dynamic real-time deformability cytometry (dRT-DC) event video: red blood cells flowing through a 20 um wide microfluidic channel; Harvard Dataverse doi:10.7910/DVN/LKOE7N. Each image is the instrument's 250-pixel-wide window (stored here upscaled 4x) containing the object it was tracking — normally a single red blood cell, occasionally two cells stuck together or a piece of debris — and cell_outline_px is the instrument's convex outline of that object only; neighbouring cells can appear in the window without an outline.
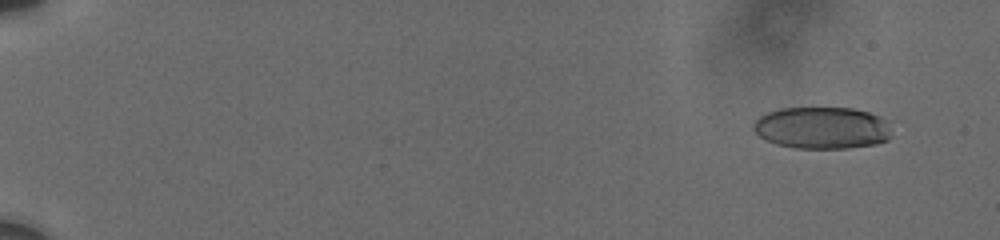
{"species": "human", "species_latin": "Homo sapiens", "temperature_condition": "cold", "stored_images_in_passage": 10, "camera_frame_rate_fps": 3000, "um_per_image_px": 0.085, "donor": {"sex": "male"}, "frame": {"image": 1, "passage_image": 2, "time_ms": 1.0, "image_size_px": [1000, 240], "cell_outline_px": [[888, 140], [876, 144], [848, 148], [796, 148], [776, 144], [760, 136], [752, 128], [752, 124], [760, 116], [768, 112], [780, 108], [852, 108], [868, 112], [880, 116], [888, 120]], "centroid_in_image_um": [69.86, 10.86], "position_along_channel_um": 15.1, "area_um2": 33.7}}
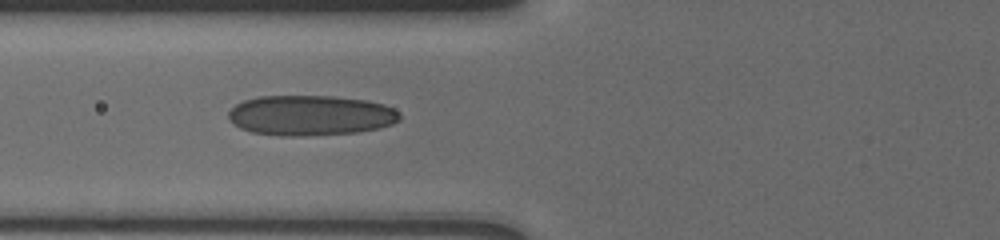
{"frame": {"image": 2, "passage_image": 9, "time_ms": 8.0, "image_size_px": [1000, 240], "cell_outline_px": [[400, 120], [392, 124], [380, 128], [356, 132], [304, 136], [280, 136], [252, 132], [240, 128], [232, 124], [228, 116], [228, 112], [236, 104], [244, 100], [256, 96], [332, 96], [368, 100], [384, 104], [400, 112]], "centroid_in_image_um": [26.39, 9.8], "position_along_channel_um": 99.4, "area_um2": 40.46}}
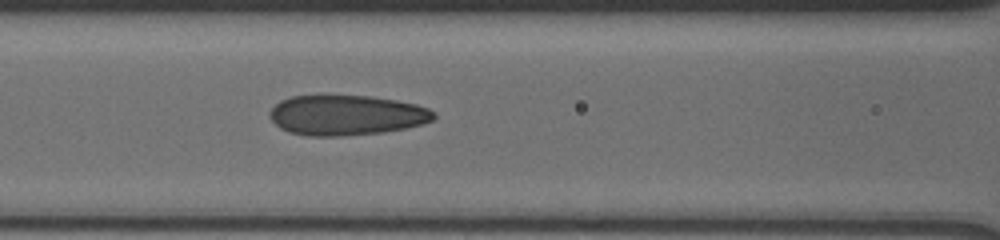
{"frame": {"image": 3, "passage_image": 10, "time_ms": 9.0, "image_size_px": [1000, 240], "cell_outline_px": [[436, 116], [432, 120], [424, 124], [384, 132], [340, 136], [308, 136], [288, 132], [280, 128], [268, 116], [268, 112], [280, 100], [292, 96], [372, 96], [396, 100], [416, 104], [428, 108]], "centroid_in_image_um": [29.43, 9.79], "position_along_channel_um": 137.2, "area_um2": 38.38}}